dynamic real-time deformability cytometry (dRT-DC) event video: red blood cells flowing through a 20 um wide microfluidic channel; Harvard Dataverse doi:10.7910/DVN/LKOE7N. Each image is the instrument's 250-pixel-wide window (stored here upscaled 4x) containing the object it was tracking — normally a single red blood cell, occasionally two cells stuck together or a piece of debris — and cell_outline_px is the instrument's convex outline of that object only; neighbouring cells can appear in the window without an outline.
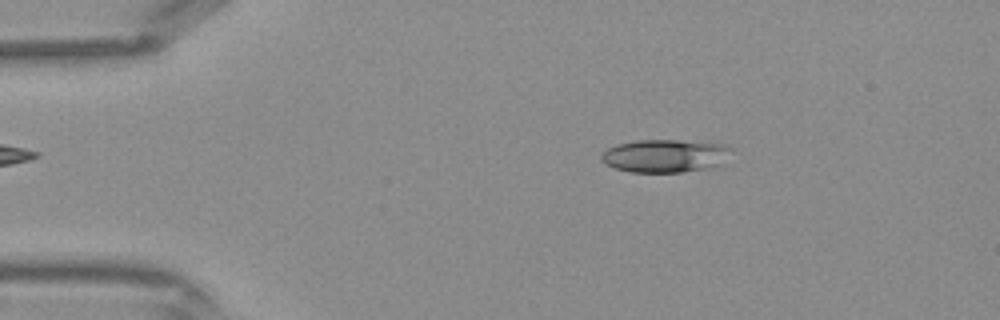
{"species": "Egyptian fruit bat (a non-hibernating species)", "species_latin": "Rousettus aegyptiacus", "temperature_condition": "warm", "stored_images_in_passage": 40, "camera_frame_rate_fps": 3000, "um_per_image_px": 0.085, "frame": {"image": 1, "passage_image": 6, "time_ms": 1.667, "image_size_px": [1000, 320], "cell_outline_px": [[732, 148], [724, 164], [720, 168], [680, 172], [632, 172], [616, 168], [604, 164], [600, 160], [600, 156], [608, 148], [616, 144], [636, 140], [676, 140], [724, 144]], "centroid_in_image_um": [56.58, 13.26], "position_along_channel_um": 28.4, "area_um2": 25.43}}
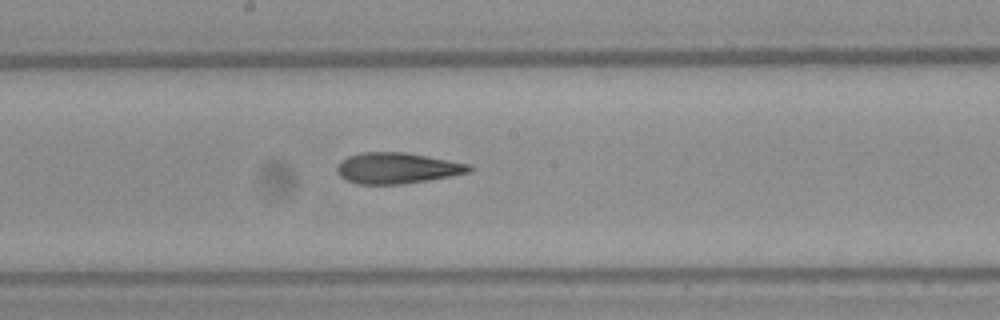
{"frame": {"image": 2, "passage_image": 21, "time_ms": 6.667, "image_size_px": [1000, 320], "cell_outline_px": [[476, 168], [468, 172], [428, 180], [400, 184], [356, 184], [344, 180], [336, 172], [336, 168], [348, 156], [360, 152], [404, 152], [472, 164]], "centroid_in_image_um": [33.75, 14.29], "position_along_channel_um": 214.4, "area_um2": 23.81}}
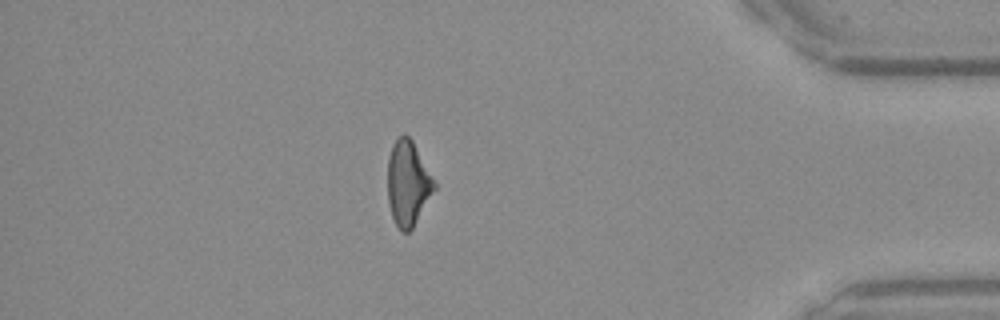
{"frame": {"image": 3, "passage_image": 35, "time_ms": 11.333, "image_size_px": [1000, 320], "cell_outline_px": [[436, 188], [412, 228], [408, 232], [400, 232], [392, 216], [388, 204], [388, 156], [392, 144], [404, 132], [412, 140], [432, 176], [436, 184]], "centroid_in_image_um": [34.66, 15.58], "position_along_channel_um": 400.5, "area_um2": 22.95}}